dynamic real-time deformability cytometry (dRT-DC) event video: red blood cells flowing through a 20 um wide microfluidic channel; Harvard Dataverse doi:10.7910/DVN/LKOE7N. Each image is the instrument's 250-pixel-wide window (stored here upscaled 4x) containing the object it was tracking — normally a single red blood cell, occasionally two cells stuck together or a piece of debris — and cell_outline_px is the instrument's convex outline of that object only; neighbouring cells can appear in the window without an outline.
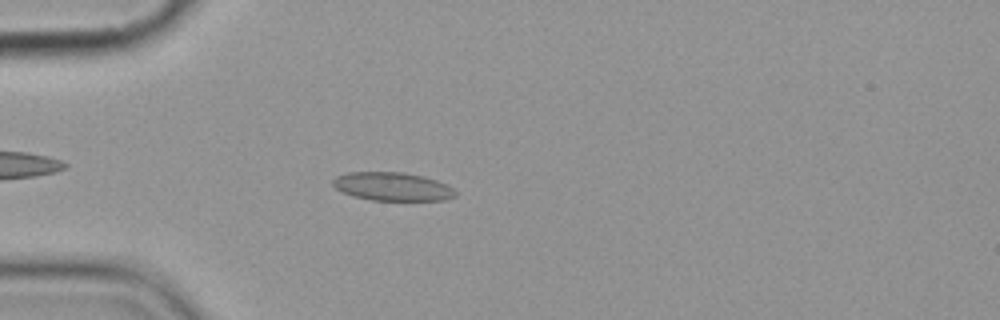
{"species": "common noctule bat (a hibernating species)", "species_latin": "Nyctalus noctula", "temperature_condition": "cold", "stored_images_in_passage": 5, "camera_frame_rate_fps": 3000, "um_per_image_px": 0.085, "animal": {"sex": "female", "body_mass_g": 19.9}, "frame": {"image": 1, "passage_image": 4, "time_ms": 4.667, "image_size_px": [1000, 320], "cell_outline_px": [[456, 196], [444, 200], [372, 200], [352, 196], [336, 188], [332, 184], [332, 180], [336, 176], [348, 172], [404, 172], [424, 176], [448, 184], [456, 192]], "centroid_in_image_um": [33.36, 15.85], "position_along_channel_um": 51.6, "area_um2": 20.35}}